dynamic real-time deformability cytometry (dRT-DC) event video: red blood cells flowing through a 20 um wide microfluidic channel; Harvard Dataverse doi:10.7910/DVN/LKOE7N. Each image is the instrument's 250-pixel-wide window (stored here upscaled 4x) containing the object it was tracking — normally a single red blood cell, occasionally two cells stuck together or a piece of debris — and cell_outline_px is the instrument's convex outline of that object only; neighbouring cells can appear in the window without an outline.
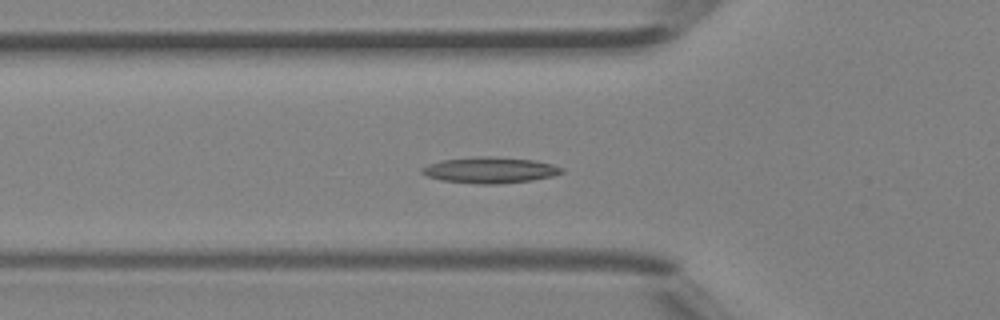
{"species": "Egyptian fruit bat (a non-hibernating species)", "species_latin": "Rousettus aegyptiacus", "temperature_condition": "room temperature", "stored_images_in_passage": 47, "segment_of_instrument_passage": [1, 2], "camera_frame_rate_fps": 3000, "um_per_image_px": 0.085, "animal": {"sex": "female"}, "frame": {"image": 1, "passage_image": 16, "time_ms": 5.0, "image_size_px": [1000, 320], "cell_outline_px": [[564, 172], [552, 176], [532, 180], [500, 184], [476, 184], [440, 180], [428, 176], [420, 172], [420, 168], [428, 164], [444, 160], [476, 156], [492, 156], [536, 160], [552, 164], [564, 168]], "centroid_in_image_um": [41.66, 14.46], "position_along_channel_um": 84.1, "area_um2": 21.39}}
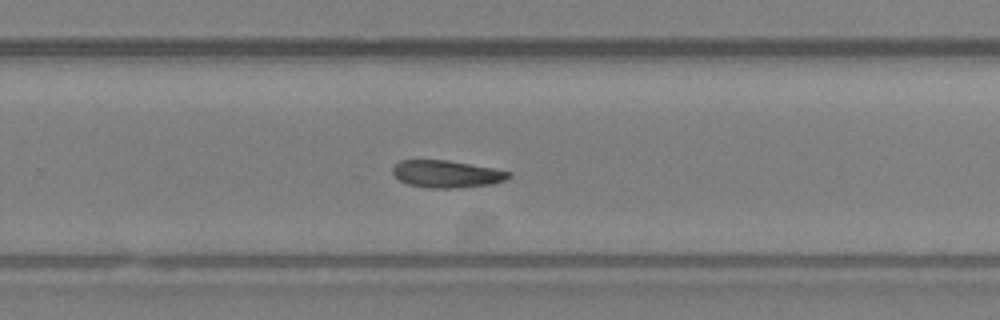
{"frame": {"image": 2, "passage_image": 30, "time_ms": 9.667, "image_size_px": [1000, 320], "cell_outline_px": [[512, 176], [504, 180], [492, 184], [456, 188], [428, 188], [408, 184], [400, 180], [392, 172], [392, 164], [400, 160], [448, 160], [492, 168], [512, 172]], "centroid_in_image_um": [37.94, 14.78], "position_along_channel_um": 291.9, "area_um2": 18.5}}
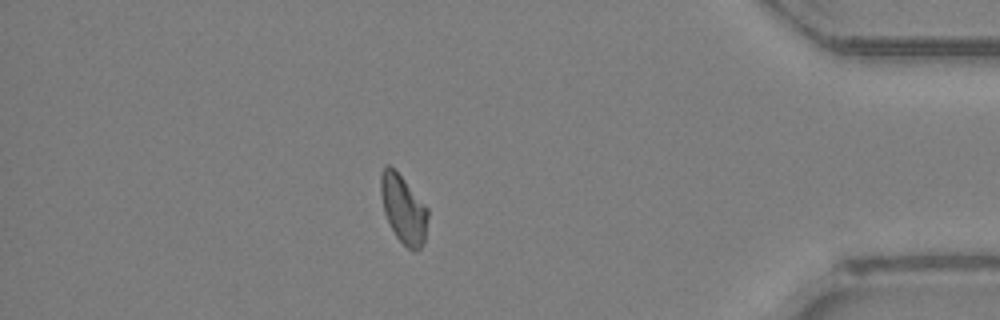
{"frame": {"image": 3, "passage_image": 40, "time_ms": 13.0, "image_size_px": [1000, 320], "cell_outline_px": [[428, 216], [424, 240], [420, 248], [416, 252], [412, 252], [396, 236], [384, 212], [380, 196], [380, 172], [388, 164], [404, 180], [428, 208]], "centroid_in_image_um": [34.28, 17.79], "position_along_channel_um": 400.9, "area_um2": 18.44}}